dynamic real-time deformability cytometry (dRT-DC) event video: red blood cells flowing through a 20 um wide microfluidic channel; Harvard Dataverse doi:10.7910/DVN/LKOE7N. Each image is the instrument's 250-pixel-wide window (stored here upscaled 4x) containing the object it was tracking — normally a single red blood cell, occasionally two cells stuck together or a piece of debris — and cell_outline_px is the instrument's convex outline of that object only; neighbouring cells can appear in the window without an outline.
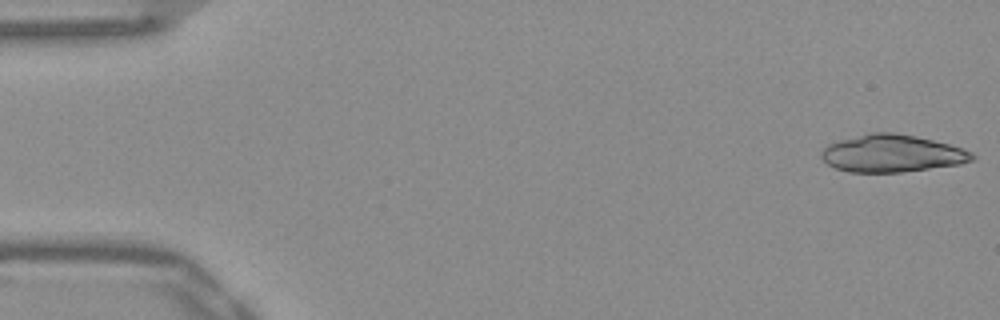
{"species": "Egyptian fruit bat (a non-hibernating species)", "species_latin": "Rousettus aegyptiacus", "temperature_condition": "warm", "stored_images_in_passage": 28, "camera_frame_rate_fps": 3000, "um_per_image_px": 0.085, "frame": {"image": 1, "passage_image": 1, "time_ms": 0.0, "image_size_px": [1000, 320], "cell_outline_px": [[976, 160], [960, 164], [900, 172], [848, 172], [836, 168], [828, 164], [820, 156], [820, 152], [828, 144], [840, 140], [868, 132], [892, 132], [916, 136], [948, 144], [972, 152], [976, 156]], "centroid_in_image_um": [75.81, 13.04], "position_along_channel_um": 9.2, "area_um2": 32.77}}